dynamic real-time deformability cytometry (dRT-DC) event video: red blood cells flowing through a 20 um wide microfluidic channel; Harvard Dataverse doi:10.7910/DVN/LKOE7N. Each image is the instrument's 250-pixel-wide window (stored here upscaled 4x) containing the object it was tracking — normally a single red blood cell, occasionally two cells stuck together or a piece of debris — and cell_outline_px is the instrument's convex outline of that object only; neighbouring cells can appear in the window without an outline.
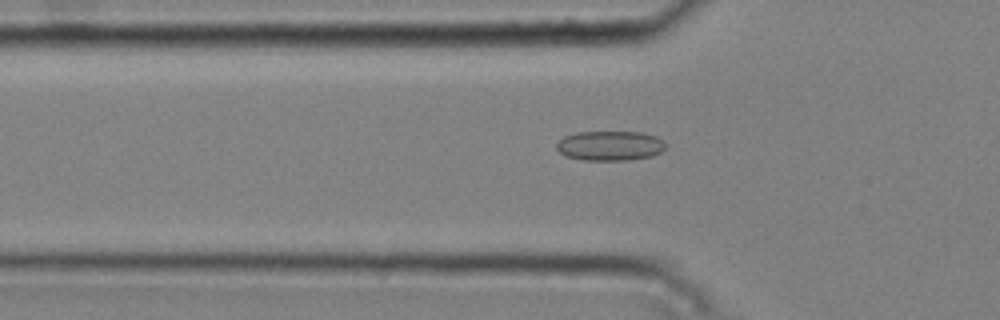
{"species": "common noctule bat (a hibernating species)", "species_latin": "Nyctalus noctula", "temperature_condition": "cold", "stored_images_in_passage": 46, "camera_frame_rate_fps": 3000, "um_per_image_px": 0.085, "animal": {"sex": "male", "body_mass_g": 20.4}, "frame": {"image": 1, "passage_image": 17, "time_ms": 5.333, "image_size_px": [1000, 320], "cell_outline_px": [[664, 148], [660, 152], [652, 156], [628, 160], [580, 160], [568, 156], [560, 152], [556, 148], [556, 144], [564, 136], [576, 132], [640, 132], [656, 136], [664, 140]], "centroid_in_image_um": [51.84, 12.38], "position_along_channel_um": 74.0, "area_um2": 18.84}}
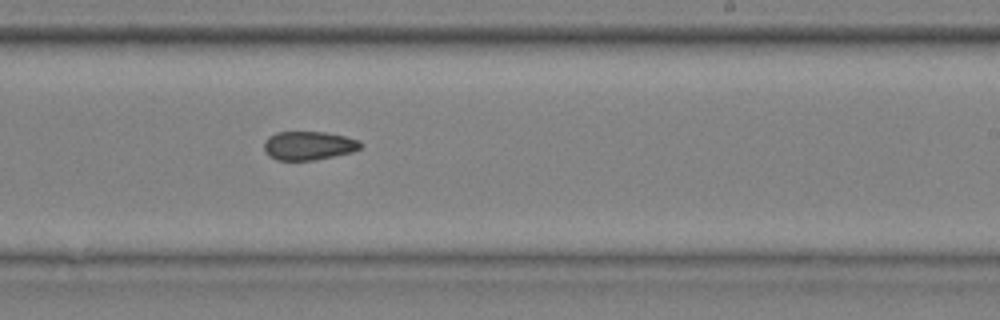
{"frame": {"image": 2, "passage_image": 32, "time_ms": 10.333, "image_size_px": [1000, 320], "cell_outline_px": [[364, 144], [360, 148], [352, 152], [312, 160], [276, 160], [268, 156], [264, 148], [264, 140], [268, 136], [276, 132], [324, 132], [344, 136], [360, 140]], "centroid_in_image_um": [26.21, 12.37], "position_along_channel_um": 262.8, "area_um2": 16.18}}
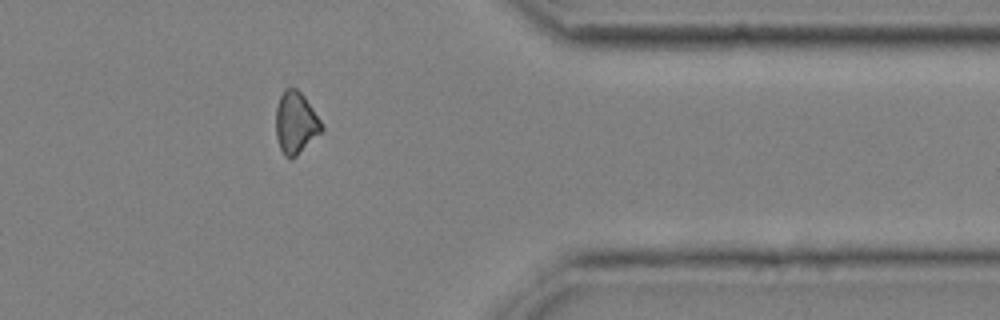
{"frame": {"image": 3, "passage_image": 43, "time_ms": 14.0, "image_size_px": [1000, 320], "cell_outline_px": [[324, 128], [292, 160], [284, 156], [280, 148], [276, 136], [276, 108], [280, 96], [284, 88], [296, 88], [304, 96], [324, 124]], "centroid_in_image_um": [25.13, 10.43], "position_along_channel_um": 386.3, "area_um2": 16.47}}